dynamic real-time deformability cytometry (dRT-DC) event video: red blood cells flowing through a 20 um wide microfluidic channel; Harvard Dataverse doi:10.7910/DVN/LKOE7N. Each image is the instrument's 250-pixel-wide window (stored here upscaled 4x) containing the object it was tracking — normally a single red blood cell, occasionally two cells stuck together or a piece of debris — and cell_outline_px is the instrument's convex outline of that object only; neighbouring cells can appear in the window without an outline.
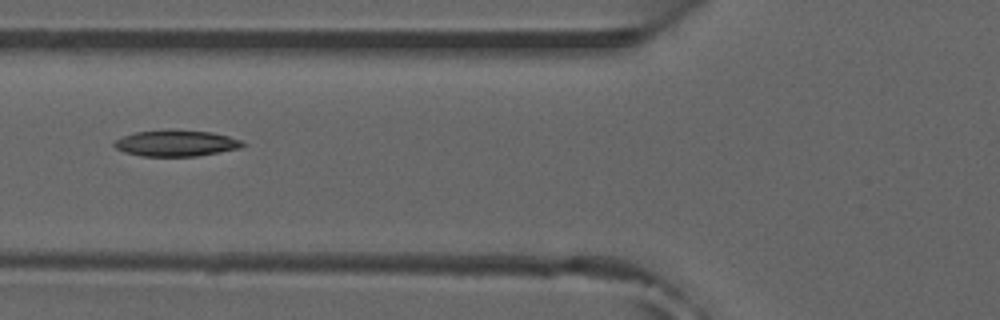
{"species": "common noctule bat (a hibernating species)", "species_latin": "Nyctalus noctula", "temperature_condition": "room temperature", "stored_images_in_passage": 39, "camera_frame_rate_fps": 3000, "um_per_image_px": 0.085, "animal": {"sex": "male", "forearm_length_mm": 52.5}, "frame": {"image": 1, "passage_image": 6, "time_ms": 1.667, "image_size_px": [1000, 320], "cell_outline_px": [[244, 144], [240, 148], [196, 156], [140, 156], [124, 152], [116, 148], [112, 144], [112, 140], [136, 132], [176, 128], [212, 132], [228, 136], [240, 140]], "centroid_in_image_um": [14.91, 12.15], "position_along_channel_um": 110.9, "area_um2": 19.83}}